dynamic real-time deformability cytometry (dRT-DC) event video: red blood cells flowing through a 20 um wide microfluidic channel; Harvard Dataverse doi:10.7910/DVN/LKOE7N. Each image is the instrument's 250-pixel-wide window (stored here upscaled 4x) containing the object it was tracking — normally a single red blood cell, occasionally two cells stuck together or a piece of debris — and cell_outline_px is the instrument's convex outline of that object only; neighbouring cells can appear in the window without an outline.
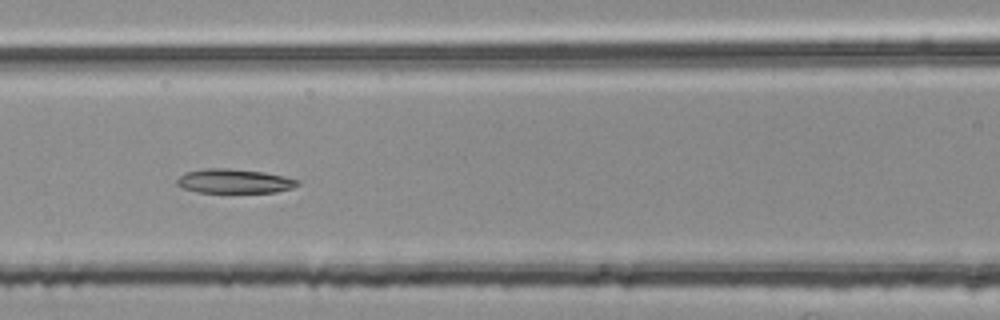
{"species": "common noctule bat (a hibernating species)", "species_latin": "Nyctalus noctula", "temperature_condition": "room temperature", "stored_images_in_passage": 53, "segment_of_instrument_passage": [2, 2], "camera_frame_rate_fps": 3000, "um_per_image_px": 0.085, "animal": {"sex": "female", "body_mass_g": 25.1}, "frame": {"image": 1, "passage_image": 24, "time_ms": 7.667, "image_size_px": [1000, 320], "cell_outline_px": [[300, 184], [292, 188], [276, 192], [196, 192], [184, 188], [176, 184], [176, 180], [184, 172], [204, 168], [228, 168], [264, 172], [284, 176], [300, 180]], "centroid_in_image_um": [19.91, 15.39], "position_along_channel_um": 146.7, "area_um2": 17.11}}
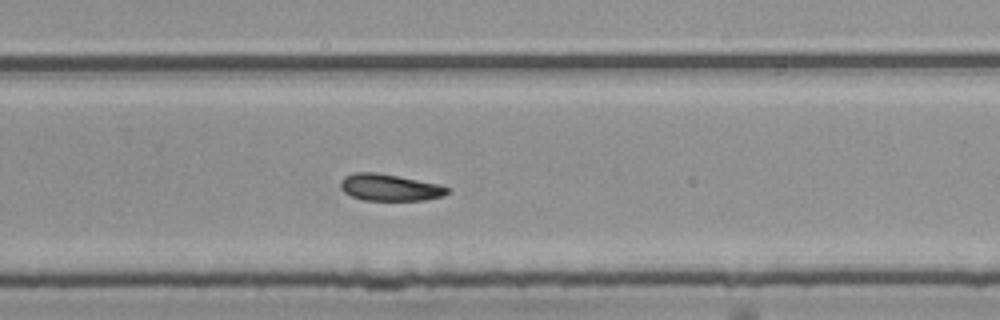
{"frame": {"image": 2, "passage_image": 36, "time_ms": 11.667, "image_size_px": [1000, 320], "cell_outline_px": [[448, 192], [444, 196], [424, 200], [364, 200], [352, 196], [344, 192], [340, 188], [340, 180], [344, 176], [352, 172], [376, 172], [436, 184], [448, 188]], "centroid_in_image_um": [33.05, 15.93], "position_along_channel_um": 296.7, "area_um2": 16.47}}
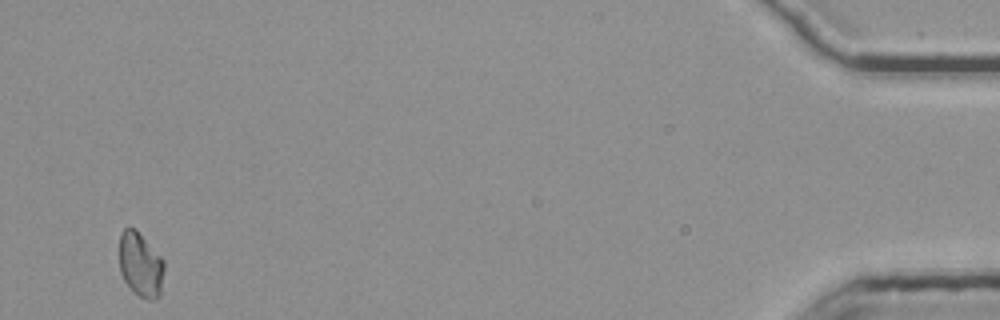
{"frame": {"image": 3, "passage_image": 53, "time_ms": 17.333, "image_size_px": [1000, 320], "cell_outline_px": [[164, 268], [160, 296], [156, 300], [148, 300], [140, 296], [124, 280], [120, 272], [120, 232], [124, 228], [136, 228], [164, 260]], "centroid_in_image_um": [11.96, 22.48], "position_along_channel_um": 423.2, "area_um2": 16.82}}